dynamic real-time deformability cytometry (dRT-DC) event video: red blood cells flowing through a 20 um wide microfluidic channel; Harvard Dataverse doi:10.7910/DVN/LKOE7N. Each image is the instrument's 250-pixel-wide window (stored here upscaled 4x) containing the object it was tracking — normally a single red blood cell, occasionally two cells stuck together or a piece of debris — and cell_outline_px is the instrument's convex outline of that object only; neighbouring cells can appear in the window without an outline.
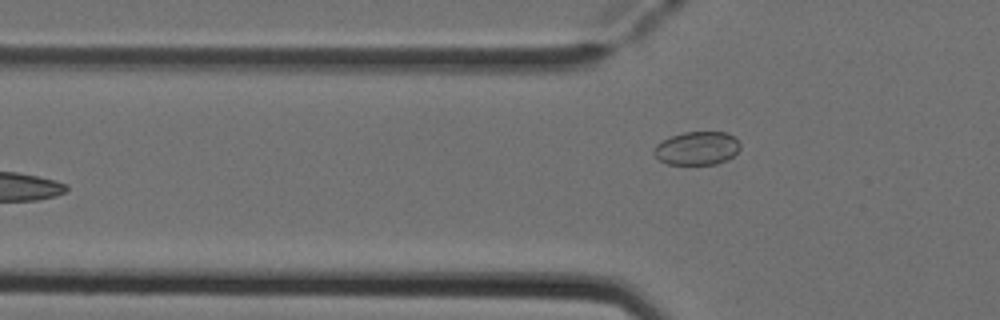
{"species": "Egyptian fruit bat (a non-hibernating species)", "species_latin": "Rousettus aegyptiacus", "temperature_condition": "cold", "stored_images_in_passage": 5, "camera_frame_rate_fps": 3000, "um_per_image_px": 0.085, "animal": {"sex": "female"}, "frame": {"image": 1, "passage_image": 5, "time_ms": 1.333, "image_size_px": [1000, 320], "cell_outline_px": [[740, 148], [728, 160], [716, 164], [668, 164], [660, 160], [652, 152], [656, 144], [672, 136], [684, 132], [728, 132], [736, 136], [740, 144]], "centroid_in_image_um": [59.28, 12.59], "position_along_channel_um": 66.5, "area_um2": 16.82}}